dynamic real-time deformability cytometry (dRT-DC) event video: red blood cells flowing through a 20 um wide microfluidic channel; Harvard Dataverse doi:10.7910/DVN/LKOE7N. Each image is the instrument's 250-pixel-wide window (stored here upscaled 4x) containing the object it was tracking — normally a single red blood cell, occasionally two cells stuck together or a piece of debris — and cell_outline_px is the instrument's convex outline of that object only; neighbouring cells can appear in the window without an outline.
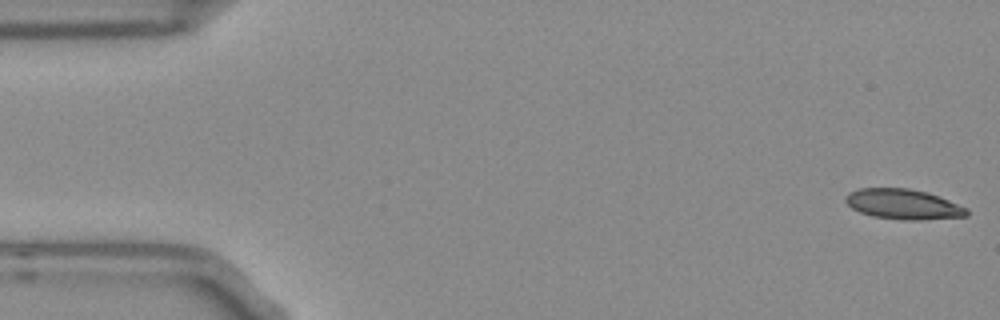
{"species": "Egyptian fruit bat (a non-hibernating species)", "species_latin": "Rousettus aegyptiacus", "temperature_condition": "room temperature", "stored_images_in_passage": 53, "camera_frame_rate_fps": 3000, "um_per_image_px": 0.085, "frame": {"image": 1, "passage_image": 1, "time_ms": 0.0, "image_size_px": [1000, 320], "cell_outline_px": [[968, 216], [920, 220], [904, 220], [872, 216], [860, 212], [852, 208], [844, 200], [844, 196], [848, 192], [860, 188], [908, 188], [928, 192], [940, 196], [968, 208]], "centroid_in_image_um": [76.78, 17.35], "position_along_channel_um": 8.2, "area_um2": 21.5}}
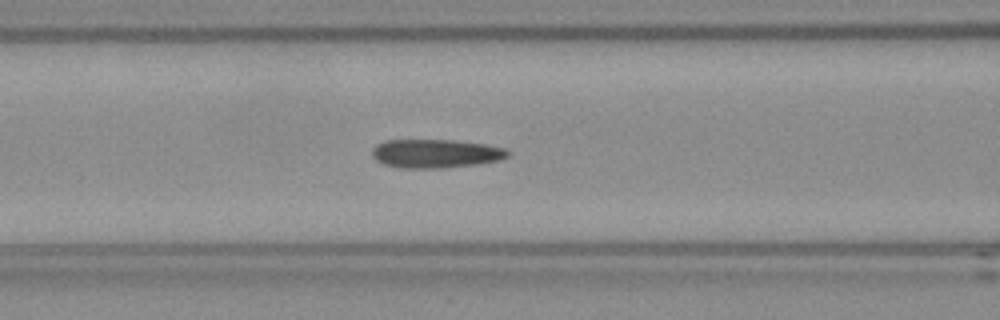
{"frame": {"image": 2, "passage_image": 21, "time_ms": 6.667, "image_size_px": [1000, 320], "cell_outline_px": [[508, 156], [496, 160], [476, 164], [440, 168], [400, 168], [384, 164], [376, 160], [372, 156], [372, 148], [376, 144], [384, 140], [452, 140], [484, 144], [504, 148], [508, 152]], "centroid_in_image_um": [36.95, 13.05], "position_along_channel_um": 129.7, "area_um2": 22.48}}
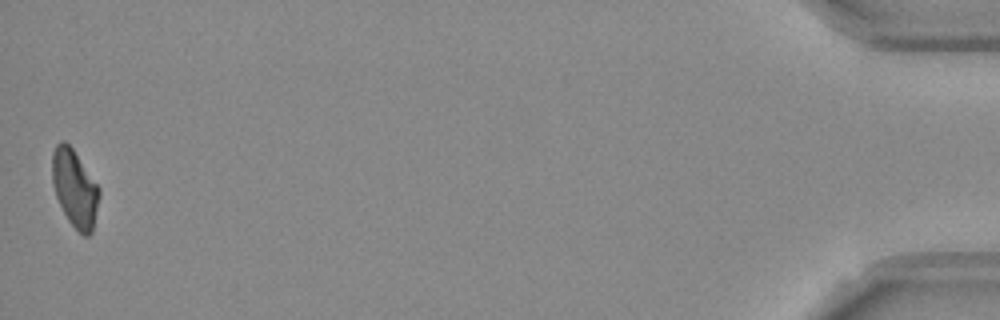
{"frame": {"image": 3, "passage_image": 53, "time_ms": 17.333, "image_size_px": [1000, 320], "cell_outline_px": [[100, 196], [92, 232], [88, 236], [84, 236], [68, 220], [56, 196], [52, 184], [52, 152], [56, 144], [60, 140], [64, 140], [72, 148], [100, 188]], "centroid_in_image_um": [6.35, 15.99], "position_along_channel_um": 428.9, "area_um2": 21.1}, "authors_computed_cell_mechanics": {"area_um2": 22.0796, "velocity_mm_per_s": 3.7462, "shape_relaxation_time_tau1_ms": 8.3475, "shape_relaxation_time_tau2_ms": 2.7896, "deformation_change_tau1": 0.193, "deformation_change_tau2": 0.1118}}